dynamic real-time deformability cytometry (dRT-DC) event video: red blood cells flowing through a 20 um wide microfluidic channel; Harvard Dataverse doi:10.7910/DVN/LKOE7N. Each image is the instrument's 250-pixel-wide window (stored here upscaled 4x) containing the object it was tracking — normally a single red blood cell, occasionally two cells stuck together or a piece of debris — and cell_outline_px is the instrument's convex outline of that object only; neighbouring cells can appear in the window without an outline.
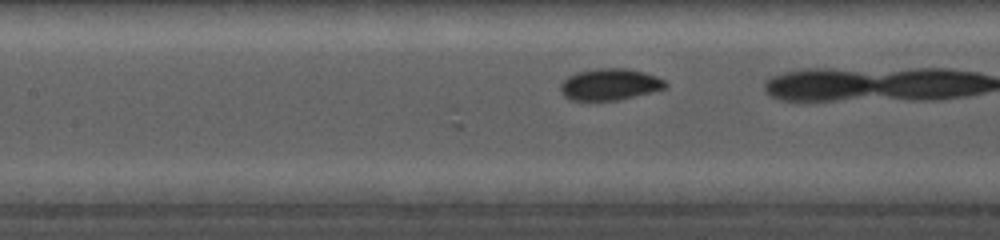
{"species": "common noctule bat (a hibernating species)", "species_latin": "Nyctalus noctula", "temperature_condition": "cold", "stored_images_in_passage": 11, "camera_frame_rate_fps": 5000, "um_per_image_px": 0.085, "animal": {"sex": "female", "body_mass_g": 19.0, "forearm_length_mm": 56.7}, "frame": {"image": 1, "passage_image": 11, "time_ms": 1.8, "image_size_px": [1000, 240], "cell_outline_px": [[668, 88], [652, 92], [616, 100], [572, 100], [564, 96], [560, 92], [560, 84], [568, 76], [576, 72], [600, 68], [624, 68], [644, 72], [656, 76], [664, 80], [668, 84]], "centroid_in_image_um": [51.84, 7.17], "position_along_channel_um": 155.6, "area_um2": 19.31}}